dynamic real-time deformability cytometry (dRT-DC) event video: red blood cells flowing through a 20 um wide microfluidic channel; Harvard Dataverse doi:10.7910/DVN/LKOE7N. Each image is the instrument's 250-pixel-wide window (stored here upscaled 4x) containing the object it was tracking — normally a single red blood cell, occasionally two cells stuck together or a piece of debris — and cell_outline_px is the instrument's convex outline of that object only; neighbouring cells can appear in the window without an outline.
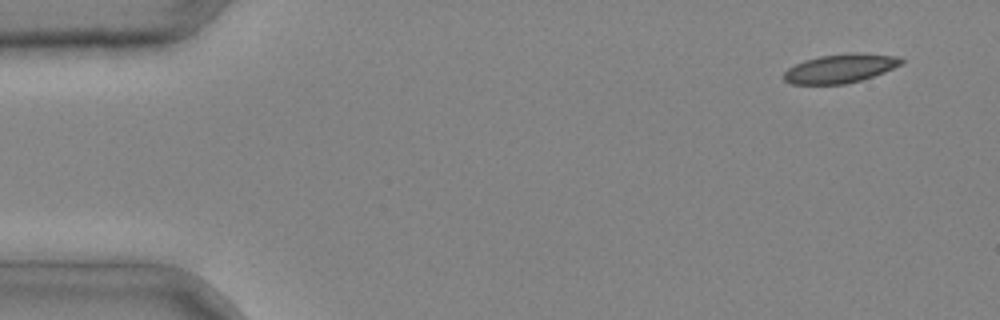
{"species": "common noctule bat (a hibernating species)", "species_latin": "Nyctalus noctula", "temperature_condition": "cold", "stored_images_in_passage": 3, "camera_frame_rate_fps": 3000, "um_per_image_px": 0.085, "animal": {"sex": "male", "body_mass_g": 20.4}, "frame": {"image": 1, "passage_image": 1, "time_ms": 0.0, "image_size_px": [1000, 320], "cell_outline_px": [[904, 60], [900, 64], [884, 72], [860, 80], [844, 84], [792, 84], [784, 80], [784, 72], [788, 68], [804, 60], [820, 56], [848, 52], [856, 52], [900, 56]], "centroid_in_image_um": [71.42, 5.8], "position_along_channel_um": 13.6, "area_um2": 19.71}}
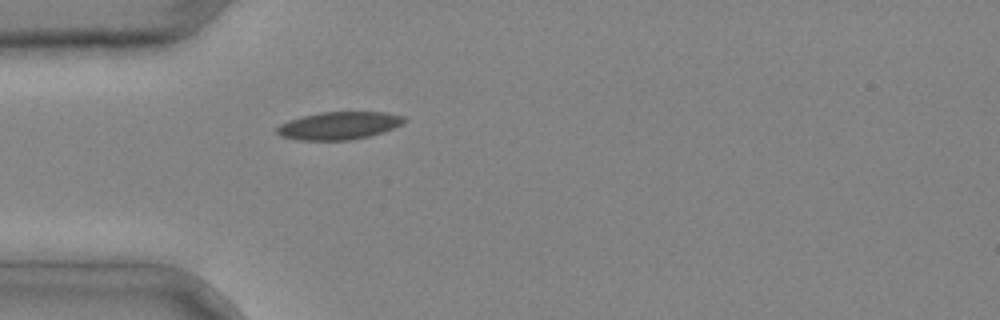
{"frame": {"image": 2, "passage_image": 3, "time_ms": 0.667, "image_size_px": [1000, 320], "cell_outline_px": [[408, 120], [404, 124], [384, 132], [368, 136], [348, 140], [300, 140], [280, 136], [276, 132], [276, 128], [280, 124], [288, 120], [320, 112], [388, 112], [404, 116]], "centroid_in_image_um": [28.85, 10.67], "position_along_channel_um": 56.1, "area_um2": 20.69}}